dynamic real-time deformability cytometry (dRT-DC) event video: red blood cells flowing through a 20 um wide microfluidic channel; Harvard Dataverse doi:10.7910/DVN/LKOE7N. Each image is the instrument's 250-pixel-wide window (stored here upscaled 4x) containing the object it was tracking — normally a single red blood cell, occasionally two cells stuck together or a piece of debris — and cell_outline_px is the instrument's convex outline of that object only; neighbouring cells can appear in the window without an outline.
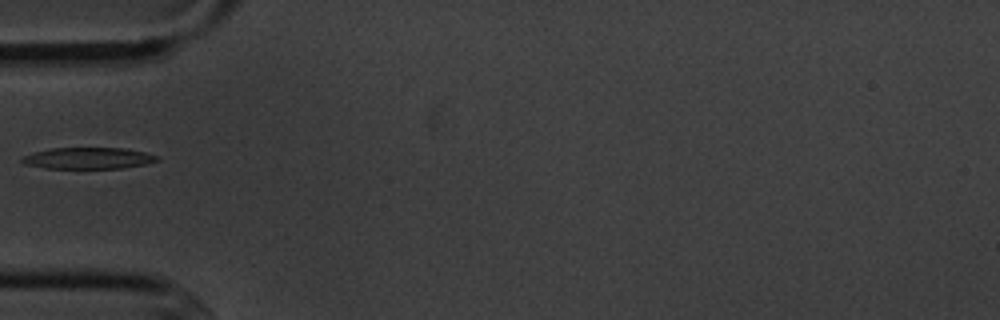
{"species": "common noctule bat (a hibernating species)", "species_latin": "Nyctalus noctula", "temperature_condition": "cold", "stored_images_in_passage": 2, "camera_frame_rate_fps": 3000, "um_per_image_px": 0.085, "animal": {"sex": "male", "body_mass_g": 20.1, "forearm_length_mm": 53.5}, "frame": {"image": 1, "passage_image": 2, "time_ms": 1.0, "image_size_px": [1000, 320], "cell_outline_px": [[160, 160], [144, 164], [120, 168], [44, 168], [24, 164], [20, 160], [24, 156], [36, 152], [52, 148], [124, 148], [144, 152], [160, 156]], "centroid_in_image_um": [7.52, 13.44], "position_along_channel_um": 77.5, "area_um2": 16.7}}